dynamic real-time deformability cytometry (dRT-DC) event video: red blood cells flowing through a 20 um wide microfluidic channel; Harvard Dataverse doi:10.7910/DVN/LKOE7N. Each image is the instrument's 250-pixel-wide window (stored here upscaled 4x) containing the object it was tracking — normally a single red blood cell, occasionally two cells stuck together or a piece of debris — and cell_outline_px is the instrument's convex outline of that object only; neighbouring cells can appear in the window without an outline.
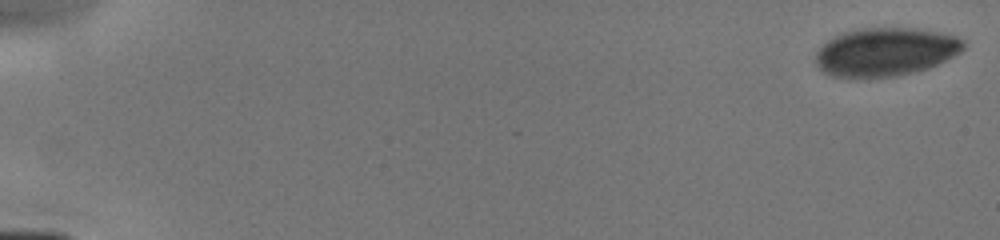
{"species": "human", "species_latin": "Homo sapiens", "temperature_condition": "cold", "stored_images_in_passage": 32, "camera_frame_rate_fps": 3000, "um_per_image_px": 0.085, "donor": {"sex": "male"}, "frame": {"image": 1, "passage_image": 1, "time_ms": 0.0, "image_size_px": [1000, 240], "cell_outline_px": [[964, 48], [960, 52], [928, 68], [896, 76], [832, 76], [824, 72], [816, 64], [816, 52], [828, 40], [840, 32], [860, 28], [912, 28], [940, 32], [956, 36], [964, 40]], "centroid_in_image_um": [75.26, 4.38], "position_along_channel_um": 9.7, "area_um2": 41.15}}
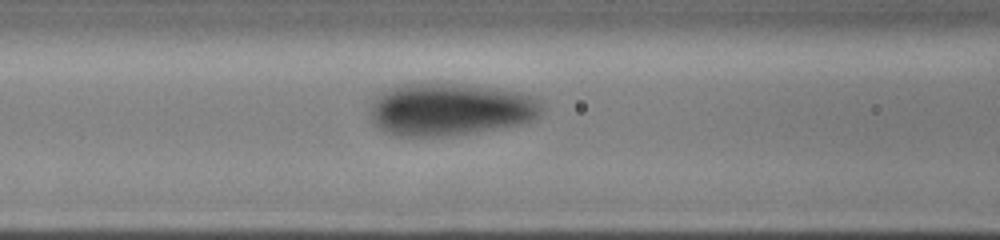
{"frame": {"image": 2, "passage_image": 22, "time_ms": 7.0, "image_size_px": [1000, 240], "cell_outline_px": [[544, 108], [540, 116], [532, 120], [520, 124], [468, 132], [436, 136], [400, 136], [388, 132], [380, 128], [372, 120], [368, 112], [372, 100], [380, 92], [388, 88], [400, 84], [420, 80], [436, 80], [496, 88], [524, 92], [536, 96], [540, 100]], "centroid_in_image_um": [38.25, 9.21], "position_along_channel_um": 128.4, "area_um2": 53.75}}
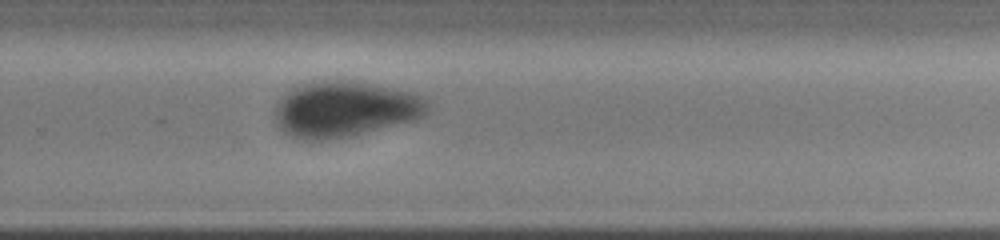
{"frame": {"image": 3, "passage_image": 32, "time_ms": 11.0, "image_size_px": [1000, 240], "cell_outline_px": [[432, 108], [424, 116], [412, 120], [352, 136], [328, 140], [304, 140], [292, 136], [284, 132], [280, 128], [276, 120], [276, 108], [280, 100], [288, 92], [300, 84], [324, 80], [344, 80], [420, 92], [428, 100]], "centroid_in_image_um": [29.4, 9.27], "position_along_channel_um": 300.4, "area_um2": 49.71}}